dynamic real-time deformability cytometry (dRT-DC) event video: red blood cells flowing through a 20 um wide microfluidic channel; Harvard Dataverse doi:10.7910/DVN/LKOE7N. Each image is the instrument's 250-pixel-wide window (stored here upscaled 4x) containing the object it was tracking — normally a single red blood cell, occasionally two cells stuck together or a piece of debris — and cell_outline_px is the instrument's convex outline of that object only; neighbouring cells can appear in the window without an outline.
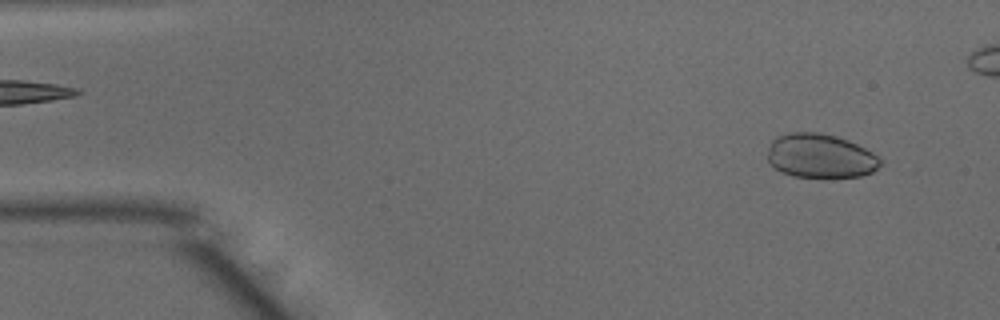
{"species": "common noctule bat (a hibernating species)", "species_latin": "Nyctalus noctula", "temperature_condition": "warm", "stored_images_in_passage": 17, "camera_frame_rate_fps": 3000, "um_per_image_px": 0.085, "animal": {"sex": "male", "body_mass_g": 15.6}, "frame": {"image": 1, "passage_image": 3, "time_ms": 0.667, "image_size_px": [1000, 320], "cell_outline_px": [[880, 164], [872, 172], [860, 176], [792, 176], [776, 168], [768, 160], [768, 148], [772, 140], [776, 136], [792, 132], [820, 132], [836, 136], [848, 140], [872, 152], [880, 160]], "centroid_in_image_um": [69.7, 13.23], "position_along_channel_um": 15.3, "area_um2": 28.5}}
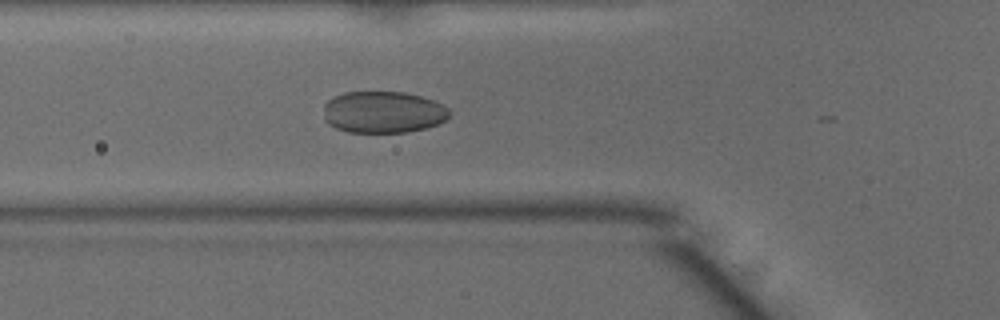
{"frame": {"image": 2, "passage_image": 16, "time_ms": 5.0, "image_size_px": [1000, 320], "cell_outline_px": [[452, 112], [440, 124], [428, 128], [408, 132], [348, 132], [336, 128], [328, 124], [324, 120], [324, 104], [332, 96], [344, 92], [404, 92], [420, 96], [444, 104]], "centroid_in_image_um": [32.57, 9.53], "position_along_channel_um": 93.2, "area_um2": 30.98}}